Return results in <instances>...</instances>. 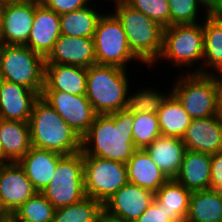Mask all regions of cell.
Here are the masks:
<instances>
[{"instance_id": "8fae6325", "label": "cell", "mask_w": 222, "mask_h": 222, "mask_svg": "<svg viewBox=\"0 0 222 222\" xmlns=\"http://www.w3.org/2000/svg\"><path fill=\"white\" fill-rule=\"evenodd\" d=\"M41 97L82 137L97 115L86 95L42 91Z\"/></svg>"}, {"instance_id": "e0dca14e", "label": "cell", "mask_w": 222, "mask_h": 222, "mask_svg": "<svg viewBox=\"0 0 222 222\" xmlns=\"http://www.w3.org/2000/svg\"><path fill=\"white\" fill-rule=\"evenodd\" d=\"M39 97L37 92L25 86L1 79L0 118L28 122L34 103Z\"/></svg>"}, {"instance_id": "7bdbcfd3", "label": "cell", "mask_w": 222, "mask_h": 222, "mask_svg": "<svg viewBox=\"0 0 222 222\" xmlns=\"http://www.w3.org/2000/svg\"><path fill=\"white\" fill-rule=\"evenodd\" d=\"M8 220L10 222H30V221H27V220H24V219L18 217L14 212L9 213Z\"/></svg>"}, {"instance_id": "ba28073f", "label": "cell", "mask_w": 222, "mask_h": 222, "mask_svg": "<svg viewBox=\"0 0 222 222\" xmlns=\"http://www.w3.org/2000/svg\"><path fill=\"white\" fill-rule=\"evenodd\" d=\"M82 152L64 155L49 184L41 191L55 209L77 203L86 197Z\"/></svg>"}, {"instance_id": "8d00e7d4", "label": "cell", "mask_w": 222, "mask_h": 222, "mask_svg": "<svg viewBox=\"0 0 222 222\" xmlns=\"http://www.w3.org/2000/svg\"><path fill=\"white\" fill-rule=\"evenodd\" d=\"M168 213L161 209L154 201L134 222H172Z\"/></svg>"}, {"instance_id": "e575fe53", "label": "cell", "mask_w": 222, "mask_h": 222, "mask_svg": "<svg viewBox=\"0 0 222 222\" xmlns=\"http://www.w3.org/2000/svg\"><path fill=\"white\" fill-rule=\"evenodd\" d=\"M125 2L159 23L163 28L170 26L168 0H126Z\"/></svg>"}, {"instance_id": "5b68a950", "label": "cell", "mask_w": 222, "mask_h": 222, "mask_svg": "<svg viewBox=\"0 0 222 222\" xmlns=\"http://www.w3.org/2000/svg\"><path fill=\"white\" fill-rule=\"evenodd\" d=\"M203 53H204V33L202 22L197 24L171 25L164 28L163 31V48L159 59L170 61L175 67H180V72L186 73L183 68L194 67L187 73L203 74ZM185 66V67H184ZM183 67V68H182Z\"/></svg>"}, {"instance_id": "1f68e13d", "label": "cell", "mask_w": 222, "mask_h": 222, "mask_svg": "<svg viewBox=\"0 0 222 222\" xmlns=\"http://www.w3.org/2000/svg\"><path fill=\"white\" fill-rule=\"evenodd\" d=\"M132 125L133 142L136 149H145L161 136L156 113H136Z\"/></svg>"}, {"instance_id": "52a82bcc", "label": "cell", "mask_w": 222, "mask_h": 222, "mask_svg": "<svg viewBox=\"0 0 222 222\" xmlns=\"http://www.w3.org/2000/svg\"><path fill=\"white\" fill-rule=\"evenodd\" d=\"M172 85L171 93L192 119L218 115L215 74H180Z\"/></svg>"}, {"instance_id": "b9f144b4", "label": "cell", "mask_w": 222, "mask_h": 222, "mask_svg": "<svg viewBox=\"0 0 222 222\" xmlns=\"http://www.w3.org/2000/svg\"><path fill=\"white\" fill-rule=\"evenodd\" d=\"M9 212L4 208L0 200V222H4L8 219Z\"/></svg>"}, {"instance_id": "7a4b0ae2", "label": "cell", "mask_w": 222, "mask_h": 222, "mask_svg": "<svg viewBox=\"0 0 222 222\" xmlns=\"http://www.w3.org/2000/svg\"><path fill=\"white\" fill-rule=\"evenodd\" d=\"M30 127L31 146L62 155L81 151V137L41 96L35 101Z\"/></svg>"}, {"instance_id": "9c48e42d", "label": "cell", "mask_w": 222, "mask_h": 222, "mask_svg": "<svg viewBox=\"0 0 222 222\" xmlns=\"http://www.w3.org/2000/svg\"><path fill=\"white\" fill-rule=\"evenodd\" d=\"M110 12L103 13L94 32L96 64L113 65L126 69L132 60L140 61L130 50L126 33L117 19Z\"/></svg>"}, {"instance_id": "44dd1931", "label": "cell", "mask_w": 222, "mask_h": 222, "mask_svg": "<svg viewBox=\"0 0 222 222\" xmlns=\"http://www.w3.org/2000/svg\"><path fill=\"white\" fill-rule=\"evenodd\" d=\"M211 155L186 150L174 179L191 192L211 188Z\"/></svg>"}, {"instance_id": "484cf974", "label": "cell", "mask_w": 222, "mask_h": 222, "mask_svg": "<svg viewBox=\"0 0 222 222\" xmlns=\"http://www.w3.org/2000/svg\"><path fill=\"white\" fill-rule=\"evenodd\" d=\"M191 193L171 178L155 192L154 202L169 214L168 218L172 222H185Z\"/></svg>"}, {"instance_id": "d4e9b609", "label": "cell", "mask_w": 222, "mask_h": 222, "mask_svg": "<svg viewBox=\"0 0 222 222\" xmlns=\"http://www.w3.org/2000/svg\"><path fill=\"white\" fill-rule=\"evenodd\" d=\"M0 145L10 162H18L32 147L29 123L0 118Z\"/></svg>"}, {"instance_id": "7dc6e473", "label": "cell", "mask_w": 222, "mask_h": 222, "mask_svg": "<svg viewBox=\"0 0 222 222\" xmlns=\"http://www.w3.org/2000/svg\"><path fill=\"white\" fill-rule=\"evenodd\" d=\"M108 1L110 2L111 0H108ZM113 1H114V3H117V2H123V1H126V0H113Z\"/></svg>"}, {"instance_id": "cb8c5ba5", "label": "cell", "mask_w": 222, "mask_h": 222, "mask_svg": "<svg viewBox=\"0 0 222 222\" xmlns=\"http://www.w3.org/2000/svg\"><path fill=\"white\" fill-rule=\"evenodd\" d=\"M201 19H204L203 74L212 75L222 72V17L211 14Z\"/></svg>"}, {"instance_id": "7c38bea8", "label": "cell", "mask_w": 222, "mask_h": 222, "mask_svg": "<svg viewBox=\"0 0 222 222\" xmlns=\"http://www.w3.org/2000/svg\"><path fill=\"white\" fill-rule=\"evenodd\" d=\"M40 0H28L3 5L0 39L2 44L25 45L29 38Z\"/></svg>"}, {"instance_id": "c3c4849f", "label": "cell", "mask_w": 222, "mask_h": 222, "mask_svg": "<svg viewBox=\"0 0 222 222\" xmlns=\"http://www.w3.org/2000/svg\"><path fill=\"white\" fill-rule=\"evenodd\" d=\"M2 45H3V44H2V41H1V39H0V50H1Z\"/></svg>"}, {"instance_id": "ffe728a7", "label": "cell", "mask_w": 222, "mask_h": 222, "mask_svg": "<svg viewBox=\"0 0 222 222\" xmlns=\"http://www.w3.org/2000/svg\"><path fill=\"white\" fill-rule=\"evenodd\" d=\"M63 156L54 151L31 147L18 163L31 181L33 188L41 192L51 181L58 161Z\"/></svg>"}, {"instance_id": "4dcf8cb0", "label": "cell", "mask_w": 222, "mask_h": 222, "mask_svg": "<svg viewBox=\"0 0 222 222\" xmlns=\"http://www.w3.org/2000/svg\"><path fill=\"white\" fill-rule=\"evenodd\" d=\"M150 87L147 89L144 87L131 95H127L126 107L125 109L131 113H157L161 108L163 101L171 93V90L166 93L162 90L152 89Z\"/></svg>"}, {"instance_id": "f1b7e54d", "label": "cell", "mask_w": 222, "mask_h": 222, "mask_svg": "<svg viewBox=\"0 0 222 222\" xmlns=\"http://www.w3.org/2000/svg\"><path fill=\"white\" fill-rule=\"evenodd\" d=\"M93 7L89 4L79 10L61 14V35L93 38L97 23L103 14Z\"/></svg>"}, {"instance_id": "ab89813d", "label": "cell", "mask_w": 222, "mask_h": 222, "mask_svg": "<svg viewBox=\"0 0 222 222\" xmlns=\"http://www.w3.org/2000/svg\"><path fill=\"white\" fill-rule=\"evenodd\" d=\"M217 93V114L222 118V72L215 74Z\"/></svg>"}, {"instance_id": "4fadbf2b", "label": "cell", "mask_w": 222, "mask_h": 222, "mask_svg": "<svg viewBox=\"0 0 222 222\" xmlns=\"http://www.w3.org/2000/svg\"><path fill=\"white\" fill-rule=\"evenodd\" d=\"M154 199L152 191L128 182L103 203V209L124 222H134Z\"/></svg>"}, {"instance_id": "277c9868", "label": "cell", "mask_w": 222, "mask_h": 222, "mask_svg": "<svg viewBox=\"0 0 222 222\" xmlns=\"http://www.w3.org/2000/svg\"><path fill=\"white\" fill-rule=\"evenodd\" d=\"M127 69L95 64L87 68L86 97L97 114H109L126 107L130 80Z\"/></svg>"}, {"instance_id": "836d02e7", "label": "cell", "mask_w": 222, "mask_h": 222, "mask_svg": "<svg viewBox=\"0 0 222 222\" xmlns=\"http://www.w3.org/2000/svg\"><path fill=\"white\" fill-rule=\"evenodd\" d=\"M170 11V26L197 24L204 20H198L201 6L196 0H168ZM199 12V13H198ZM198 20V21H197Z\"/></svg>"}, {"instance_id": "bcb514c9", "label": "cell", "mask_w": 222, "mask_h": 222, "mask_svg": "<svg viewBox=\"0 0 222 222\" xmlns=\"http://www.w3.org/2000/svg\"><path fill=\"white\" fill-rule=\"evenodd\" d=\"M2 11H3V4L0 3V29H1Z\"/></svg>"}, {"instance_id": "f546056e", "label": "cell", "mask_w": 222, "mask_h": 222, "mask_svg": "<svg viewBox=\"0 0 222 222\" xmlns=\"http://www.w3.org/2000/svg\"><path fill=\"white\" fill-rule=\"evenodd\" d=\"M103 204L86 196L81 201L54 211L53 222H96Z\"/></svg>"}, {"instance_id": "f35d334b", "label": "cell", "mask_w": 222, "mask_h": 222, "mask_svg": "<svg viewBox=\"0 0 222 222\" xmlns=\"http://www.w3.org/2000/svg\"><path fill=\"white\" fill-rule=\"evenodd\" d=\"M196 2L201 6V9L204 7L205 10L203 14L205 16L219 14L222 8V0H196Z\"/></svg>"}, {"instance_id": "60d3db41", "label": "cell", "mask_w": 222, "mask_h": 222, "mask_svg": "<svg viewBox=\"0 0 222 222\" xmlns=\"http://www.w3.org/2000/svg\"><path fill=\"white\" fill-rule=\"evenodd\" d=\"M96 222H124L119 217L113 216L109 213H107L104 209L100 212V214L97 217Z\"/></svg>"}, {"instance_id": "74e56055", "label": "cell", "mask_w": 222, "mask_h": 222, "mask_svg": "<svg viewBox=\"0 0 222 222\" xmlns=\"http://www.w3.org/2000/svg\"><path fill=\"white\" fill-rule=\"evenodd\" d=\"M211 188L222 192V151L211 155Z\"/></svg>"}, {"instance_id": "ee69618b", "label": "cell", "mask_w": 222, "mask_h": 222, "mask_svg": "<svg viewBox=\"0 0 222 222\" xmlns=\"http://www.w3.org/2000/svg\"><path fill=\"white\" fill-rule=\"evenodd\" d=\"M10 161L6 158V156L4 155L1 145H0V168L9 164Z\"/></svg>"}, {"instance_id": "ac0fdd59", "label": "cell", "mask_w": 222, "mask_h": 222, "mask_svg": "<svg viewBox=\"0 0 222 222\" xmlns=\"http://www.w3.org/2000/svg\"><path fill=\"white\" fill-rule=\"evenodd\" d=\"M60 35V15L40 2L36 6L32 29L25 45L45 58Z\"/></svg>"}, {"instance_id": "3957f363", "label": "cell", "mask_w": 222, "mask_h": 222, "mask_svg": "<svg viewBox=\"0 0 222 222\" xmlns=\"http://www.w3.org/2000/svg\"><path fill=\"white\" fill-rule=\"evenodd\" d=\"M113 13L120 21L133 54L147 66L158 60L163 48L164 28L125 1L114 3Z\"/></svg>"}, {"instance_id": "d6986e66", "label": "cell", "mask_w": 222, "mask_h": 222, "mask_svg": "<svg viewBox=\"0 0 222 222\" xmlns=\"http://www.w3.org/2000/svg\"><path fill=\"white\" fill-rule=\"evenodd\" d=\"M87 68L62 64H45L43 91H62L86 95Z\"/></svg>"}, {"instance_id": "2e32d148", "label": "cell", "mask_w": 222, "mask_h": 222, "mask_svg": "<svg viewBox=\"0 0 222 222\" xmlns=\"http://www.w3.org/2000/svg\"><path fill=\"white\" fill-rule=\"evenodd\" d=\"M37 191L18 162H10L0 168V200L12 213Z\"/></svg>"}, {"instance_id": "d6a6232c", "label": "cell", "mask_w": 222, "mask_h": 222, "mask_svg": "<svg viewBox=\"0 0 222 222\" xmlns=\"http://www.w3.org/2000/svg\"><path fill=\"white\" fill-rule=\"evenodd\" d=\"M54 206L41 193L36 192L26 200L14 213L30 222H53Z\"/></svg>"}, {"instance_id": "7402d4cb", "label": "cell", "mask_w": 222, "mask_h": 222, "mask_svg": "<svg viewBox=\"0 0 222 222\" xmlns=\"http://www.w3.org/2000/svg\"><path fill=\"white\" fill-rule=\"evenodd\" d=\"M128 182L155 193L169 178L144 149H137L126 163Z\"/></svg>"}, {"instance_id": "8992f818", "label": "cell", "mask_w": 222, "mask_h": 222, "mask_svg": "<svg viewBox=\"0 0 222 222\" xmlns=\"http://www.w3.org/2000/svg\"><path fill=\"white\" fill-rule=\"evenodd\" d=\"M45 58L26 45L3 44L0 50V77L37 92L44 87Z\"/></svg>"}, {"instance_id": "30bf717a", "label": "cell", "mask_w": 222, "mask_h": 222, "mask_svg": "<svg viewBox=\"0 0 222 222\" xmlns=\"http://www.w3.org/2000/svg\"><path fill=\"white\" fill-rule=\"evenodd\" d=\"M85 195L104 203L128 183L126 164L95 156H83Z\"/></svg>"}, {"instance_id": "9a60e30c", "label": "cell", "mask_w": 222, "mask_h": 222, "mask_svg": "<svg viewBox=\"0 0 222 222\" xmlns=\"http://www.w3.org/2000/svg\"><path fill=\"white\" fill-rule=\"evenodd\" d=\"M182 141L186 150L214 155L222 151V118L192 119Z\"/></svg>"}, {"instance_id": "4316f807", "label": "cell", "mask_w": 222, "mask_h": 222, "mask_svg": "<svg viewBox=\"0 0 222 222\" xmlns=\"http://www.w3.org/2000/svg\"><path fill=\"white\" fill-rule=\"evenodd\" d=\"M221 216V191L208 189L191 193L185 222H220Z\"/></svg>"}, {"instance_id": "83f0119b", "label": "cell", "mask_w": 222, "mask_h": 222, "mask_svg": "<svg viewBox=\"0 0 222 222\" xmlns=\"http://www.w3.org/2000/svg\"><path fill=\"white\" fill-rule=\"evenodd\" d=\"M156 114L161 136L166 137L182 139L192 120L172 93L166 97Z\"/></svg>"}, {"instance_id": "d590c367", "label": "cell", "mask_w": 222, "mask_h": 222, "mask_svg": "<svg viewBox=\"0 0 222 222\" xmlns=\"http://www.w3.org/2000/svg\"><path fill=\"white\" fill-rule=\"evenodd\" d=\"M40 2L47 8L61 15L84 8L92 3V0H40Z\"/></svg>"}, {"instance_id": "f6af8a7d", "label": "cell", "mask_w": 222, "mask_h": 222, "mask_svg": "<svg viewBox=\"0 0 222 222\" xmlns=\"http://www.w3.org/2000/svg\"><path fill=\"white\" fill-rule=\"evenodd\" d=\"M23 1H28V0H0V3L4 5V4L18 3Z\"/></svg>"}, {"instance_id": "603a6c76", "label": "cell", "mask_w": 222, "mask_h": 222, "mask_svg": "<svg viewBox=\"0 0 222 222\" xmlns=\"http://www.w3.org/2000/svg\"><path fill=\"white\" fill-rule=\"evenodd\" d=\"M144 150L152 161L171 179L179 172L186 147L180 138L159 136Z\"/></svg>"}, {"instance_id": "681fc988", "label": "cell", "mask_w": 222, "mask_h": 222, "mask_svg": "<svg viewBox=\"0 0 222 222\" xmlns=\"http://www.w3.org/2000/svg\"><path fill=\"white\" fill-rule=\"evenodd\" d=\"M219 15L222 17V8H221V11L219 12Z\"/></svg>"}, {"instance_id": "5bb4252c", "label": "cell", "mask_w": 222, "mask_h": 222, "mask_svg": "<svg viewBox=\"0 0 222 222\" xmlns=\"http://www.w3.org/2000/svg\"><path fill=\"white\" fill-rule=\"evenodd\" d=\"M45 64H62L83 68L95 65L93 38L60 35L52 50L45 57Z\"/></svg>"}, {"instance_id": "6da1fadb", "label": "cell", "mask_w": 222, "mask_h": 222, "mask_svg": "<svg viewBox=\"0 0 222 222\" xmlns=\"http://www.w3.org/2000/svg\"><path fill=\"white\" fill-rule=\"evenodd\" d=\"M134 113L122 109L97 114L89 130L81 137L83 156H95L126 164L137 150L133 142Z\"/></svg>"}]
</instances>
